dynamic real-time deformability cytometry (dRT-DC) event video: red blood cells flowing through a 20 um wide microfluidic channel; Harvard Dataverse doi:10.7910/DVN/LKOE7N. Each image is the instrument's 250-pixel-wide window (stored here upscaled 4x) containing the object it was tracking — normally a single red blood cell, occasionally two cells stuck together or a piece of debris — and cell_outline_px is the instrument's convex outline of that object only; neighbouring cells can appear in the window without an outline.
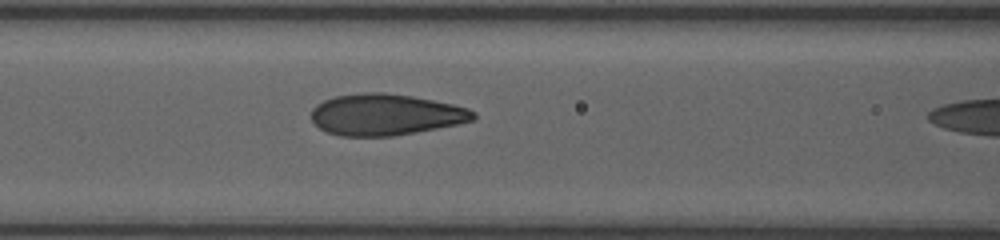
{"species": "human", "species_latin": "Homo sapiens", "temperature_condition": "room temperature", "stored_images_in_passage": 10, "camera_frame_rate_fps": 3000, "um_per_image_px": 0.085, "donor": {"sex": "female"}, "frame": {"image": 1, "passage_image": 9, "time_ms": 5.667, "image_size_px": [1000, 240], "cell_outline_px": [[476, 116], [472, 120], [456, 124], [416, 132], [392, 136], [340, 136], [328, 132], [320, 128], [312, 120], [312, 108], [316, 104], [324, 100], [336, 96], [364, 92], [384, 92], [412, 96], [452, 104], [468, 108], [476, 112]], "centroid_in_image_um": [32.76, 9.74], "position_along_channel_um": 133.8, "area_um2": 38.84}}